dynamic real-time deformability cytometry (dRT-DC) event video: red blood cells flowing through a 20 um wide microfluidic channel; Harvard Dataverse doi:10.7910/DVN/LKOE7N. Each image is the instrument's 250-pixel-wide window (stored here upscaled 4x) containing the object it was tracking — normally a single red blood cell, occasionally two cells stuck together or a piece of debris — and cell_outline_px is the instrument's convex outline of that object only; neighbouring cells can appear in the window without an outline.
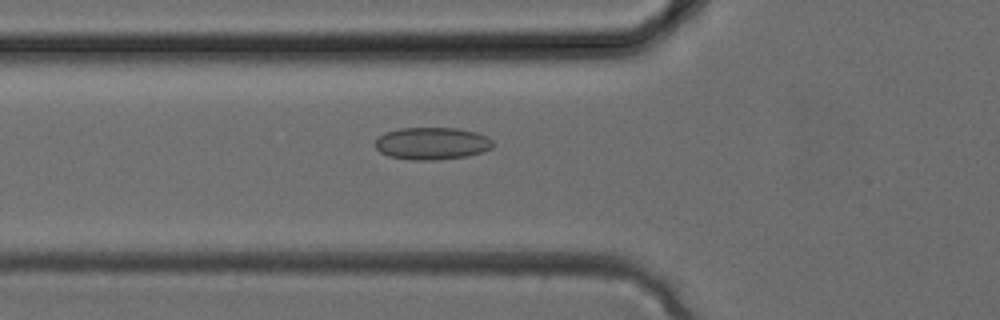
{"species": "common noctule bat (a hibernating species)", "species_latin": "Nyctalus noctula", "temperature_condition": "cold", "stored_images_in_passage": 34, "camera_frame_rate_fps": 3000, "um_per_image_px": 0.085, "animal": {"sex": "female", "body_mass_g": 24.6, "forearm_length_mm": 56.2}, "frame": {"image": 1, "passage_image": 12, "time_ms": 3.667, "image_size_px": [1000, 320], "cell_outline_px": [[492, 148], [484, 152], [468, 156], [436, 160], [412, 160], [388, 156], [380, 152], [376, 148], [376, 140], [380, 136], [388, 132], [400, 128], [456, 128], [476, 132], [488, 136], [492, 140]], "centroid_in_image_um": [36.75, 12.2], "position_along_channel_um": 89.0, "area_um2": 22.2}}
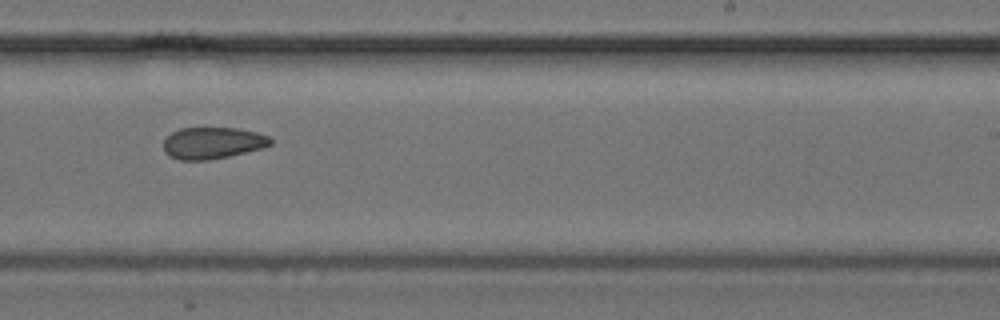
{"frame": {"image": 2, "passage_image": 21, "time_ms": 6.667, "image_size_px": [1000, 320], "cell_outline_px": [[272, 144], [260, 148], [228, 156], [208, 160], [180, 160], [168, 156], [164, 152], [164, 140], [172, 132], [180, 128], [240, 128], [256, 132], [268, 136], [272, 140]], "centroid_in_image_um": [18.04, 12.15], "position_along_channel_um": 271.0, "area_um2": 19.65}}
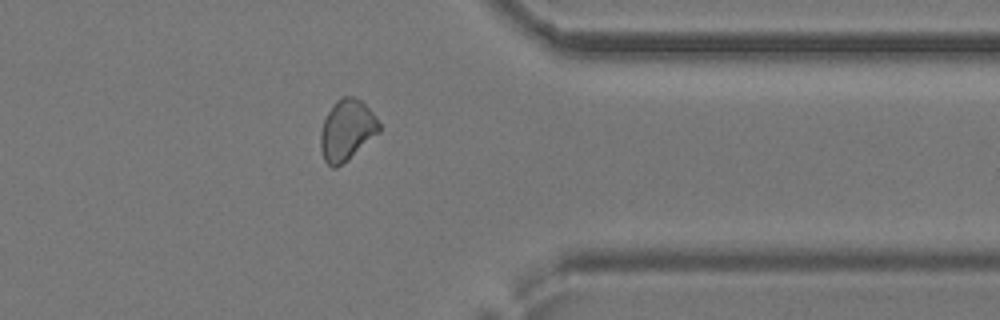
{"frame": {"image": 3, "passage_image": 27, "time_ms": 8.667, "image_size_px": [1000, 320], "cell_outline_px": [[380, 132], [348, 160], [336, 168], [332, 168], [324, 160], [320, 148], [320, 132], [324, 116], [332, 104], [336, 100], [344, 96], [352, 96], [360, 100], [372, 112], [380, 124]], "centroid_in_image_um": [29.45, 11.06], "position_along_channel_um": 381.9, "area_um2": 20.98}}